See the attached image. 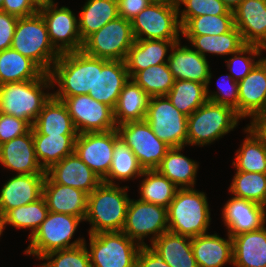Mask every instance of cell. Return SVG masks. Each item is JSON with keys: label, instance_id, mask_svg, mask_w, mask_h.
<instances>
[{"label": "cell", "instance_id": "1", "mask_svg": "<svg viewBox=\"0 0 266 267\" xmlns=\"http://www.w3.org/2000/svg\"><path fill=\"white\" fill-rule=\"evenodd\" d=\"M128 186L101 182L87 196V212L84 221L92 225L89 234L121 232L126 221L130 198Z\"/></svg>", "mask_w": 266, "mask_h": 267}, {"label": "cell", "instance_id": "2", "mask_svg": "<svg viewBox=\"0 0 266 267\" xmlns=\"http://www.w3.org/2000/svg\"><path fill=\"white\" fill-rule=\"evenodd\" d=\"M53 88L49 73L38 79L0 85V113L25 120L31 127L44 105L53 96L43 88Z\"/></svg>", "mask_w": 266, "mask_h": 267}, {"label": "cell", "instance_id": "3", "mask_svg": "<svg viewBox=\"0 0 266 267\" xmlns=\"http://www.w3.org/2000/svg\"><path fill=\"white\" fill-rule=\"evenodd\" d=\"M51 81L59 89L53 97L62 101L66 97L88 94L96 81V57L82 50L60 54L49 72Z\"/></svg>", "mask_w": 266, "mask_h": 267}, {"label": "cell", "instance_id": "4", "mask_svg": "<svg viewBox=\"0 0 266 267\" xmlns=\"http://www.w3.org/2000/svg\"><path fill=\"white\" fill-rule=\"evenodd\" d=\"M168 231L190 238L207 233L210 211L204 192L178 189L167 207Z\"/></svg>", "mask_w": 266, "mask_h": 267}, {"label": "cell", "instance_id": "5", "mask_svg": "<svg viewBox=\"0 0 266 267\" xmlns=\"http://www.w3.org/2000/svg\"><path fill=\"white\" fill-rule=\"evenodd\" d=\"M11 48L31 59L44 73H49L60 53L52 45L46 23L37 12L18 18Z\"/></svg>", "mask_w": 266, "mask_h": 267}, {"label": "cell", "instance_id": "6", "mask_svg": "<svg viewBox=\"0 0 266 267\" xmlns=\"http://www.w3.org/2000/svg\"><path fill=\"white\" fill-rule=\"evenodd\" d=\"M239 119L241 118L232 107L207 100L188 116L187 144H211L232 131L238 125Z\"/></svg>", "mask_w": 266, "mask_h": 267}, {"label": "cell", "instance_id": "7", "mask_svg": "<svg viewBox=\"0 0 266 267\" xmlns=\"http://www.w3.org/2000/svg\"><path fill=\"white\" fill-rule=\"evenodd\" d=\"M81 221L80 217L64 213H48L46 219L41 223L35 233L29 237L30 244L24 251L27 255H34L41 258L45 254L67 248L83 245L85 240L78 238L70 243L77 226Z\"/></svg>", "mask_w": 266, "mask_h": 267}, {"label": "cell", "instance_id": "8", "mask_svg": "<svg viewBox=\"0 0 266 267\" xmlns=\"http://www.w3.org/2000/svg\"><path fill=\"white\" fill-rule=\"evenodd\" d=\"M91 267H136L141 246L121 232L89 234Z\"/></svg>", "mask_w": 266, "mask_h": 267}, {"label": "cell", "instance_id": "9", "mask_svg": "<svg viewBox=\"0 0 266 267\" xmlns=\"http://www.w3.org/2000/svg\"><path fill=\"white\" fill-rule=\"evenodd\" d=\"M134 41L131 21L118 16L90 35L82 51L96 58L125 61Z\"/></svg>", "mask_w": 266, "mask_h": 267}, {"label": "cell", "instance_id": "10", "mask_svg": "<svg viewBox=\"0 0 266 267\" xmlns=\"http://www.w3.org/2000/svg\"><path fill=\"white\" fill-rule=\"evenodd\" d=\"M180 8L163 3H150L131 20L135 40L180 41Z\"/></svg>", "mask_w": 266, "mask_h": 267}, {"label": "cell", "instance_id": "11", "mask_svg": "<svg viewBox=\"0 0 266 267\" xmlns=\"http://www.w3.org/2000/svg\"><path fill=\"white\" fill-rule=\"evenodd\" d=\"M145 120L153 133L170 148L187 145L188 116L173 106L167 96L150 97Z\"/></svg>", "mask_w": 266, "mask_h": 267}, {"label": "cell", "instance_id": "12", "mask_svg": "<svg viewBox=\"0 0 266 267\" xmlns=\"http://www.w3.org/2000/svg\"><path fill=\"white\" fill-rule=\"evenodd\" d=\"M168 231L167 208L161 205L130 199L126 221L122 230L130 239L143 247L144 237L152 235L151 244Z\"/></svg>", "mask_w": 266, "mask_h": 267}, {"label": "cell", "instance_id": "13", "mask_svg": "<svg viewBox=\"0 0 266 267\" xmlns=\"http://www.w3.org/2000/svg\"><path fill=\"white\" fill-rule=\"evenodd\" d=\"M117 130L144 170L156 169L170 149L153 133L146 120L121 124Z\"/></svg>", "mask_w": 266, "mask_h": 267}, {"label": "cell", "instance_id": "14", "mask_svg": "<svg viewBox=\"0 0 266 267\" xmlns=\"http://www.w3.org/2000/svg\"><path fill=\"white\" fill-rule=\"evenodd\" d=\"M78 134L108 132L117 129L113 109L90 95H77L62 100Z\"/></svg>", "mask_w": 266, "mask_h": 267}, {"label": "cell", "instance_id": "15", "mask_svg": "<svg viewBox=\"0 0 266 267\" xmlns=\"http://www.w3.org/2000/svg\"><path fill=\"white\" fill-rule=\"evenodd\" d=\"M119 140L117 129L78 134L74 152L103 181L109 173L114 147Z\"/></svg>", "mask_w": 266, "mask_h": 267}, {"label": "cell", "instance_id": "16", "mask_svg": "<svg viewBox=\"0 0 266 267\" xmlns=\"http://www.w3.org/2000/svg\"><path fill=\"white\" fill-rule=\"evenodd\" d=\"M38 12L46 23L52 45L60 54L82 50L78 19L68 7L58 8L52 3Z\"/></svg>", "mask_w": 266, "mask_h": 267}, {"label": "cell", "instance_id": "17", "mask_svg": "<svg viewBox=\"0 0 266 267\" xmlns=\"http://www.w3.org/2000/svg\"><path fill=\"white\" fill-rule=\"evenodd\" d=\"M128 80L130 77L125 61L96 58V81L88 95L114 109Z\"/></svg>", "mask_w": 266, "mask_h": 267}, {"label": "cell", "instance_id": "18", "mask_svg": "<svg viewBox=\"0 0 266 267\" xmlns=\"http://www.w3.org/2000/svg\"><path fill=\"white\" fill-rule=\"evenodd\" d=\"M222 217L231 237L260 229L266 222V207L237 197L227 201Z\"/></svg>", "mask_w": 266, "mask_h": 267}, {"label": "cell", "instance_id": "19", "mask_svg": "<svg viewBox=\"0 0 266 267\" xmlns=\"http://www.w3.org/2000/svg\"><path fill=\"white\" fill-rule=\"evenodd\" d=\"M167 64L175 80H189L208 85L212 78L206 57L187 46L180 47V41L170 49Z\"/></svg>", "mask_w": 266, "mask_h": 267}, {"label": "cell", "instance_id": "20", "mask_svg": "<svg viewBox=\"0 0 266 267\" xmlns=\"http://www.w3.org/2000/svg\"><path fill=\"white\" fill-rule=\"evenodd\" d=\"M0 163L17 174H46L36 158L32 127L26 134L0 145Z\"/></svg>", "mask_w": 266, "mask_h": 267}, {"label": "cell", "instance_id": "21", "mask_svg": "<svg viewBox=\"0 0 266 267\" xmlns=\"http://www.w3.org/2000/svg\"><path fill=\"white\" fill-rule=\"evenodd\" d=\"M46 175L57 184L90 194L102 180L74 152L51 166Z\"/></svg>", "mask_w": 266, "mask_h": 267}, {"label": "cell", "instance_id": "22", "mask_svg": "<svg viewBox=\"0 0 266 267\" xmlns=\"http://www.w3.org/2000/svg\"><path fill=\"white\" fill-rule=\"evenodd\" d=\"M238 92V116H251L253 121L266 109V63L263 60L238 82Z\"/></svg>", "mask_w": 266, "mask_h": 267}, {"label": "cell", "instance_id": "23", "mask_svg": "<svg viewBox=\"0 0 266 267\" xmlns=\"http://www.w3.org/2000/svg\"><path fill=\"white\" fill-rule=\"evenodd\" d=\"M46 174H17L0 190V217L8 210L27 205L42 196Z\"/></svg>", "mask_w": 266, "mask_h": 267}, {"label": "cell", "instance_id": "24", "mask_svg": "<svg viewBox=\"0 0 266 267\" xmlns=\"http://www.w3.org/2000/svg\"><path fill=\"white\" fill-rule=\"evenodd\" d=\"M233 14L244 43L262 47L266 43V0H243Z\"/></svg>", "mask_w": 266, "mask_h": 267}, {"label": "cell", "instance_id": "25", "mask_svg": "<svg viewBox=\"0 0 266 267\" xmlns=\"http://www.w3.org/2000/svg\"><path fill=\"white\" fill-rule=\"evenodd\" d=\"M42 196L50 212L70 214L85 219L88 196L85 192L74 187L54 183L46 175Z\"/></svg>", "mask_w": 266, "mask_h": 267}, {"label": "cell", "instance_id": "26", "mask_svg": "<svg viewBox=\"0 0 266 267\" xmlns=\"http://www.w3.org/2000/svg\"><path fill=\"white\" fill-rule=\"evenodd\" d=\"M217 234H201L191 238V248L198 267H222L233 264V240Z\"/></svg>", "mask_w": 266, "mask_h": 267}, {"label": "cell", "instance_id": "27", "mask_svg": "<svg viewBox=\"0 0 266 267\" xmlns=\"http://www.w3.org/2000/svg\"><path fill=\"white\" fill-rule=\"evenodd\" d=\"M233 266L266 267V227L232 237Z\"/></svg>", "mask_w": 266, "mask_h": 267}, {"label": "cell", "instance_id": "28", "mask_svg": "<svg viewBox=\"0 0 266 267\" xmlns=\"http://www.w3.org/2000/svg\"><path fill=\"white\" fill-rule=\"evenodd\" d=\"M167 40H135L128 51L125 63L130 79L138 72L151 66L167 63L165 59L175 43ZM166 60V61H165Z\"/></svg>", "mask_w": 266, "mask_h": 267}, {"label": "cell", "instance_id": "29", "mask_svg": "<svg viewBox=\"0 0 266 267\" xmlns=\"http://www.w3.org/2000/svg\"><path fill=\"white\" fill-rule=\"evenodd\" d=\"M120 92L113 116L116 126L146 118L150 96L131 78Z\"/></svg>", "mask_w": 266, "mask_h": 267}, {"label": "cell", "instance_id": "30", "mask_svg": "<svg viewBox=\"0 0 266 267\" xmlns=\"http://www.w3.org/2000/svg\"><path fill=\"white\" fill-rule=\"evenodd\" d=\"M150 248L170 267H198L190 237L166 231L151 244Z\"/></svg>", "mask_w": 266, "mask_h": 267}, {"label": "cell", "instance_id": "31", "mask_svg": "<svg viewBox=\"0 0 266 267\" xmlns=\"http://www.w3.org/2000/svg\"><path fill=\"white\" fill-rule=\"evenodd\" d=\"M32 132L36 158L44 171L74 153L77 135H43L33 126Z\"/></svg>", "mask_w": 266, "mask_h": 267}, {"label": "cell", "instance_id": "32", "mask_svg": "<svg viewBox=\"0 0 266 267\" xmlns=\"http://www.w3.org/2000/svg\"><path fill=\"white\" fill-rule=\"evenodd\" d=\"M33 127L43 135H78L66 105L53 96L38 114Z\"/></svg>", "mask_w": 266, "mask_h": 267}, {"label": "cell", "instance_id": "33", "mask_svg": "<svg viewBox=\"0 0 266 267\" xmlns=\"http://www.w3.org/2000/svg\"><path fill=\"white\" fill-rule=\"evenodd\" d=\"M182 149L170 148L156 170L179 186V189L193 188L198 164L181 154Z\"/></svg>", "mask_w": 266, "mask_h": 267}, {"label": "cell", "instance_id": "34", "mask_svg": "<svg viewBox=\"0 0 266 267\" xmlns=\"http://www.w3.org/2000/svg\"><path fill=\"white\" fill-rule=\"evenodd\" d=\"M249 134L236 152V171L266 173V140L250 125L245 128Z\"/></svg>", "mask_w": 266, "mask_h": 267}, {"label": "cell", "instance_id": "35", "mask_svg": "<svg viewBox=\"0 0 266 267\" xmlns=\"http://www.w3.org/2000/svg\"><path fill=\"white\" fill-rule=\"evenodd\" d=\"M118 16L117 0H87L78 19L82 42Z\"/></svg>", "mask_w": 266, "mask_h": 267}, {"label": "cell", "instance_id": "36", "mask_svg": "<svg viewBox=\"0 0 266 267\" xmlns=\"http://www.w3.org/2000/svg\"><path fill=\"white\" fill-rule=\"evenodd\" d=\"M44 72L12 48L0 51V85L38 79Z\"/></svg>", "mask_w": 266, "mask_h": 267}, {"label": "cell", "instance_id": "37", "mask_svg": "<svg viewBox=\"0 0 266 267\" xmlns=\"http://www.w3.org/2000/svg\"><path fill=\"white\" fill-rule=\"evenodd\" d=\"M192 44L194 50L206 57L205 53L217 55H232L238 52L246 44L240 31L234 27L230 32L217 35L184 36Z\"/></svg>", "mask_w": 266, "mask_h": 267}, {"label": "cell", "instance_id": "38", "mask_svg": "<svg viewBox=\"0 0 266 267\" xmlns=\"http://www.w3.org/2000/svg\"><path fill=\"white\" fill-rule=\"evenodd\" d=\"M166 96L172 105L186 116L191 115L208 100L206 85L189 80H175Z\"/></svg>", "mask_w": 266, "mask_h": 267}, {"label": "cell", "instance_id": "39", "mask_svg": "<svg viewBox=\"0 0 266 267\" xmlns=\"http://www.w3.org/2000/svg\"><path fill=\"white\" fill-rule=\"evenodd\" d=\"M49 213L46 201L43 196L34 202L27 205H22L17 208L8 210L2 217V230L5 226L10 224L16 228L30 229L31 232L28 238L32 236L35 231L39 228L41 223L46 219Z\"/></svg>", "mask_w": 266, "mask_h": 267}, {"label": "cell", "instance_id": "40", "mask_svg": "<svg viewBox=\"0 0 266 267\" xmlns=\"http://www.w3.org/2000/svg\"><path fill=\"white\" fill-rule=\"evenodd\" d=\"M143 179L139 191L140 200L168 207L179 189L166 176L160 174L156 169L144 170Z\"/></svg>", "mask_w": 266, "mask_h": 267}, {"label": "cell", "instance_id": "41", "mask_svg": "<svg viewBox=\"0 0 266 267\" xmlns=\"http://www.w3.org/2000/svg\"><path fill=\"white\" fill-rule=\"evenodd\" d=\"M229 191L234 197L266 207V173L237 171Z\"/></svg>", "mask_w": 266, "mask_h": 267}, {"label": "cell", "instance_id": "42", "mask_svg": "<svg viewBox=\"0 0 266 267\" xmlns=\"http://www.w3.org/2000/svg\"><path fill=\"white\" fill-rule=\"evenodd\" d=\"M144 169L132 150L120 139L114 147L112 164L107 177L102 181L114 184V180H128L134 177H142Z\"/></svg>", "mask_w": 266, "mask_h": 267}, {"label": "cell", "instance_id": "43", "mask_svg": "<svg viewBox=\"0 0 266 267\" xmlns=\"http://www.w3.org/2000/svg\"><path fill=\"white\" fill-rule=\"evenodd\" d=\"M132 79L150 96H166L174 84V77L168 64L151 66L138 71Z\"/></svg>", "mask_w": 266, "mask_h": 267}, {"label": "cell", "instance_id": "44", "mask_svg": "<svg viewBox=\"0 0 266 267\" xmlns=\"http://www.w3.org/2000/svg\"><path fill=\"white\" fill-rule=\"evenodd\" d=\"M235 27L234 15H201L190 18L182 27L183 36H217Z\"/></svg>", "mask_w": 266, "mask_h": 267}, {"label": "cell", "instance_id": "45", "mask_svg": "<svg viewBox=\"0 0 266 267\" xmlns=\"http://www.w3.org/2000/svg\"><path fill=\"white\" fill-rule=\"evenodd\" d=\"M40 260H47L46 263H42L45 267H91L86 243L49 252Z\"/></svg>", "mask_w": 266, "mask_h": 267}, {"label": "cell", "instance_id": "46", "mask_svg": "<svg viewBox=\"0 0 266 267\" xmlns=\"http://www.w3.org/2000/svg\"><path fill=\"white\" fill-rule=\"evenodd\" d=\"M183 4L184 8L180 15L181 27L193 17L201 15H234L222 0H180L179 6Z\"/></svg>", "mask_w": 266, "mask_h": 267}, {"label": "cell", "instance_id": "47", "mask_svg": "<svg viewBox=\"0 0 266 267\" xmlns=\"http://www.w3.org/2000/svg\"><path fill=\"white\" fill-rule=\"evenodd\" d=\"M261 53V46L248 44H246L238 52L233 53L232 56L234 57L230 58L228 61L225 60L227 63V69H229L232 78L236 82H240L242 79H244L249 74V72L252 71L262 60V58H260L259 60L255 61V57L260 56ZM244 54H249L250 57L241 56Z\"/></svg>", "mask_w": 266, "mask_h": 267}, {"label": "cell", "instance_id": "48", "mask_svg": "<svg viewBox=\"0 0 266 267\" xmlns=\"http://www.w3.org/2000/svg\"><path fill=\"white\" fill-rule=\"evenodd\" d=\"M222 79L221 81L219 79L220 84L219 82L217 83L218 92H215V93L213 92L209 94L210 91L208 88H206L207 98L208 100L214 103L232 107L235 110L236 114L238 115V98H239L238 82H236L229 73L226 74L225 77L223 75ZM225 79H226V82H225Z\"/></svg>", "mask_w": 266, "mask_h": 267}, {"label": "cell", "instance_id": "49", "mask_svg": "<svg viewBox=\"0 0 266 267\" xmlns=\"http://www.w3.org/2000/svg\"><path fill=\"white\" fill-rule=\"evenodd\" d=\"M30 129L25 120L0 113V145L26 134Z\"/></svg>", "mask_w": 266, "mask_h": 267}, {"label": "cell", "instance_id": "50", "mask_svg": "<svg viewBox=\"0 0 266 267\" xmlns=\"http://www.w3.org/2000/svg\"><path fill=\"white\" fill-rule=\"evenodd\" d=\"M18 17L0 10V51L11 48Z\"/></svg>", "mask_w": 266, "mask_h": 267}, {"label": "cell", "instance_id": "51", "mask_svg": "<svg viewBox=\"0 0 266 267\" xmlns=\"http://www.w3.org/2000/svg\"><path fill=\"white\" fill-rule=\"evenodd\" d=\"M2 11L18 18L29 17L38 12L30 0H4Z\"/></svg>", "mask_w": 266, "mask_h": 267}, {"label": "cell", "instance_id": "52", "mask_svg": "<svg viewBox=\"0 0 266 267\" xmlns=\"http://www.w3.org/2000/svg\"><path fill=\"white\" fill-rule=\"evenodd\" d=\"M150 3V0H117L118 15L131 21Z\"/></svg>", "mask_w": 266, "mask_h": 267}, {"label": "cell", "instance_id": "53", "mask_svg": "<svg viewBox=\"0 0 266 267\" xmlns=\"http://www.w3.org/2000/svg\"><path fill=\"white\" fill-rule=\"evenodd\" d=\"M136 267H170V266L149 246H143L140 248L138 252Z\"/></svg>", "mask_w": 266, "mask_h": 267}, {"label": "cell", "instance_id": "54", "mask_svg": "<svg viewBox=\"0 0 266 267\" xmlns=\"http://www.w3.org/2000/svg\"><path fill=\"white\" fill-rule=\"evenodd\" d=\"M250 126L266 140V109L250 122Z\"/></svg>", "mask_w": 266, "mask_h": 267}, {"label": "cell", "instance_id": "55", "mask_svg": "<svg viewBox=\"0 0 266 267\" xmlns=\"http://www.w3.org/2000/svg\"><path fill=\"white\" fill-rule=\"evenodd\" d=\"M31 4L39 11L54 3L53 0H30Z\"/></svg>", "mask_w": 266, "mask_h": 267}, {"label": "cell", "instance_id": "56", "mask_svg": "<svg viewBox=\"0 0 266 267\" xmlns=\"http://www.w3.org/2000/svg\"><path fill=\"white\" fill-rule=\"evenodd\" d=\"M224 4L233 11L235 8H237L243 0H222Z\"/></svg>", "mask_w": 266, "mask_h": 267}, {"label": "cell", "instance_id": "57", "mask_svg": "<svg viewBox=\"0 0 266 267\" xmlns=\"http://www.w3.org/2000/svg\"><path fill=\"white\" fill-rule=\"evenodd\" d=\"M152 3H163L171 6H179L180 0H150Z\"/></svg>", "mask_w": 266, "mask_h": 267}, {"label": "cell", "instance_id": "58", "mask_svg": "<svg viewBox=\"0 0 266 267\" xmlns=\"http://www.w3.org/2000/svg\"><path fill=\"white\" fill-rule=\"evenodd\" d=\"M261 48H262V50L266 51V43ZM262 60L266 63V58L265 57H263Z\"/></svg>", "mask_w": 266, "mask_h": 267}, {"label": "cell", "instance_id": "59", "mask_svg": "<svg viewBox=\"0 0 266 267\" xmlns=\"http://www.w3.org/2000/svg\"><path fill=\"white\" fill-rule=\"evenodd\" d=\"M3 230H2V223H1V217H0V236L2 234Z\"/></svg>", "mask_w": 266, "mask_h": 267}, {"label": "cell", "instance_id": "60", "mask_svg": "<svg viewBox=\"0 0 266 267\" xmlns=\"http://www.w3.org/2000/svg\"><path fill=\"white\" fill-rule=\"evenodd\" d=\"M4 0H0V10H2Z\"/></svg>", "mask_w": 266, "mask_h": 267}]
</instances>
